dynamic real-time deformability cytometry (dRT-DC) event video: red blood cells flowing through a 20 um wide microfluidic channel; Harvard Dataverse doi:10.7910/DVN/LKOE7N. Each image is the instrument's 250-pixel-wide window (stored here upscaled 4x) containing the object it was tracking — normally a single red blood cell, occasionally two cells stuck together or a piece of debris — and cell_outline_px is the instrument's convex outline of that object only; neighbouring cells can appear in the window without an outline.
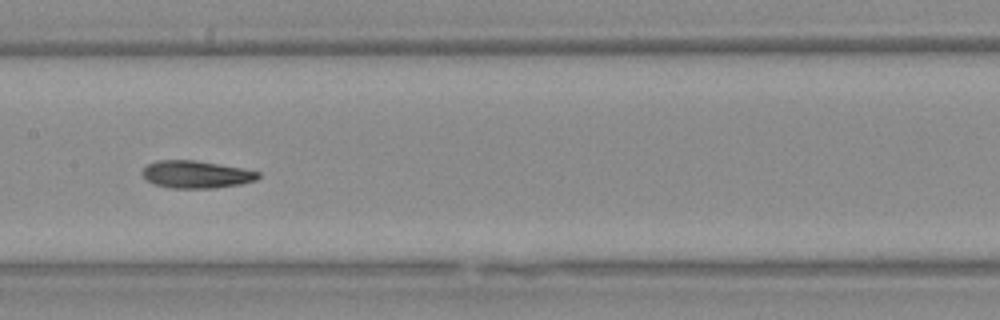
{"species": "Egyptian fruit bat (a non-hibernating species)", "species_latin": "Rousettus aegyptiacus", "temperature_condition": "warm", "stored_images_in_passage": 34, "camera_frame_rate_fps": 3000, "um_per_image_px": 0.085, "animal": {"sex": "female"}, "frame": {"image": 1, "passage_image": 15, "time_ms": 4.667, "image_size_px": [1000, 320], "cell_outline_px": [[260, 176], [256, 180], [240, 184], [216, 188], [172, 188], [152, 184], [140, 172], [148, 164], [160, 160], [196, 160], [240, 168], [260, 172]], "centroid_in_image_um": [16.66, 14.83], "position_along_channel_um": 190.7, "area_um2": 18.44}, "authors_computed_cell_mechanics": {"area_um2": 18.6983, "velocity_mm_per_s": 3.8401, "shape_relaxation_time_tau1_ms": 3.6098, "shape_relaxation_time_tau2_ms": 2.3704, "deformation_change_tau1": 0.1379, "deformation_change_tau2": 0.0772}}